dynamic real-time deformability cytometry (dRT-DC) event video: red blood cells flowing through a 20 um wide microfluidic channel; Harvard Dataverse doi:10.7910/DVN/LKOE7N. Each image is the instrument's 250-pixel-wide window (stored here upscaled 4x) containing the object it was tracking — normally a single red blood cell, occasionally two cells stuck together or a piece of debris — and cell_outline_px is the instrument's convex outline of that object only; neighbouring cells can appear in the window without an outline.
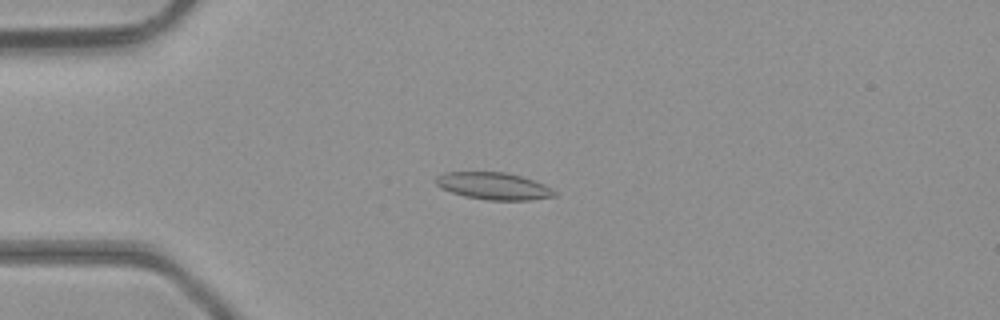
{"species": "common noctule bat (a hibernating species)", "species_latin": "Nyctalus noctula", "temperature_condition": "room temperature", "stored_images_in_passage": 47, "camera_frame_rate_fps": 3000, "um_per_image_px": 0.085, "animal": {"sex": "male", "body_mass_g": 23.1, "forearm_length_mm": 52.7}, "frame": {"image": 1, "passage_image": 12, "time_ms": 3.667, "image_size_px": [1000, 320], "cell_outline_px": [[556, 196], [528, 200], [488, 200], [464, 196], [440, 188], [436, 184], [436, 176], [444, 172], [504, 172], [520, 176], [544, 184], [556, 192]], "centroid_in_image_um": [41.93, 15.81], "position_along_channel_um": 43.1, "area_um2": 18.61}}
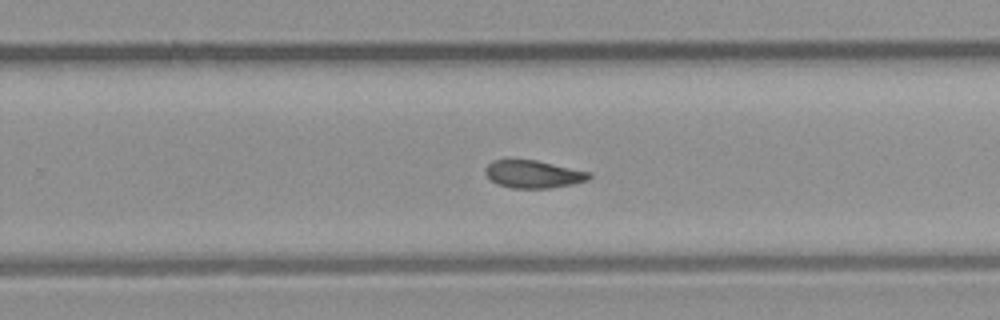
{"frame": {"image": 2, "passage_image": 30, "time_ms": 9.667, "image_size_px": [1000, 320], "cell_outline_px": [[592, 176], [588, 180], [572, 184], [548, 188], [512, 188], [496, 184], [484, 172], [484, 168], [492, 160], [508, 156], [512, 156], [536, 160], [592, 172]], "centroid_in_image_um": [45.27, 14.75], "position_along_channel_um": 284.5, "area_um2": 17.46}}
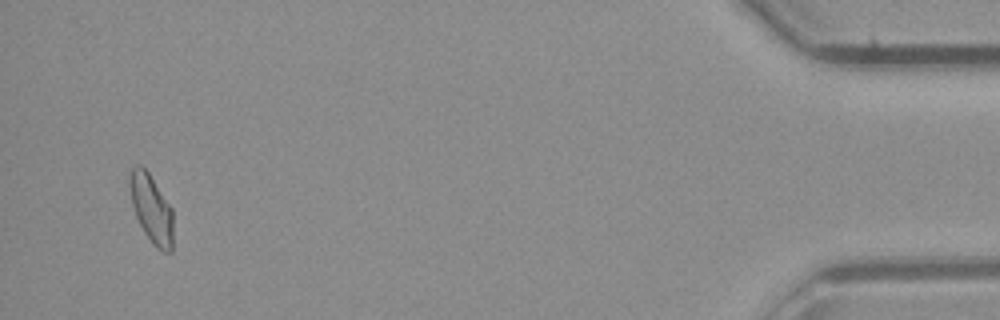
{"frame": {"image": 3, "passage_image": 45, "time_ms": 14.667, "image_size_px": [1000, 320], "cell_outline_px": [[172, 252], [164, 252], [156, 248], [152, 244], [144, 232], [136, 216], [132, 204], [128, 184], [128, 180], [132, 168], [136, 164], [140, 164], [148, 172], [172, 208]], "centroid_in_image_um": [12.85, 17.74], "position_along_channel_um": 422.3, "area_um2": 17.28}, "authors_computed_cell_mechanics": {"area_um2": 17.3978, "velocity_mm_per_s": 4.4289, "shape_relaxation_time_tau1_ms": null, "shape_relaxation_time_tau2_ms": 2.7418, "deformation_change_tau1": null, "deformation_change_tau2": 0.0881}}